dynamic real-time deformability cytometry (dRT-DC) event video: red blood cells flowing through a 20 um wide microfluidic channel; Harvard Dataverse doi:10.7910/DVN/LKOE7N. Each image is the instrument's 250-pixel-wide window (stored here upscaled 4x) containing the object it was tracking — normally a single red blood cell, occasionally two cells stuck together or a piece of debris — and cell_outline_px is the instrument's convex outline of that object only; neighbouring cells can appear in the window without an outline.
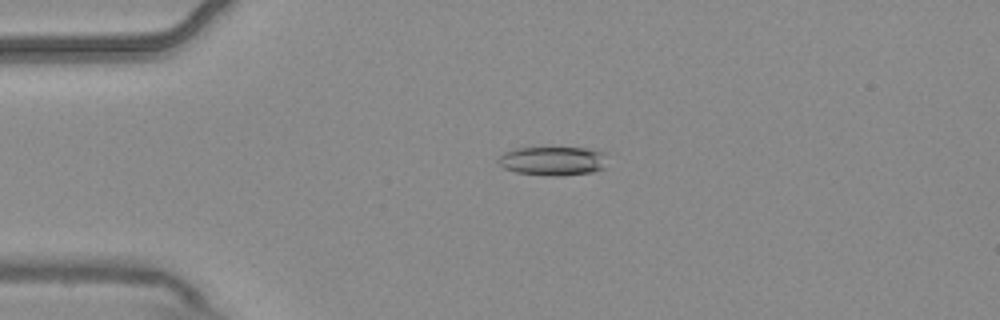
{"species": "common noctule bat (a hibernating species)", "species_latin": "Nyctalus noctula", "temperature_condition": "warm", "stored_images_in_passage": 5, "camera_frame_rate_fps": 3000, "um_per_image_px": 0.085, "animal": {"sex": "male", "body_mass_g": 20.4}, "frame": {"image": 1, "passage_image": 4, "time_ms": 1.0, "image_size_px": [1000, 320], "cell_outline_px": [[608, 152], [604, 168], [592, 172], [564, 176], [548, 176], [516, 172], [504, 168], [496, 160], [504, 152], [516, 148], [584, 148]], "centroid_in_image_um": [47.03, 13.68], "position_along_channel_um": 38.0, "area_um2": 18.61}}